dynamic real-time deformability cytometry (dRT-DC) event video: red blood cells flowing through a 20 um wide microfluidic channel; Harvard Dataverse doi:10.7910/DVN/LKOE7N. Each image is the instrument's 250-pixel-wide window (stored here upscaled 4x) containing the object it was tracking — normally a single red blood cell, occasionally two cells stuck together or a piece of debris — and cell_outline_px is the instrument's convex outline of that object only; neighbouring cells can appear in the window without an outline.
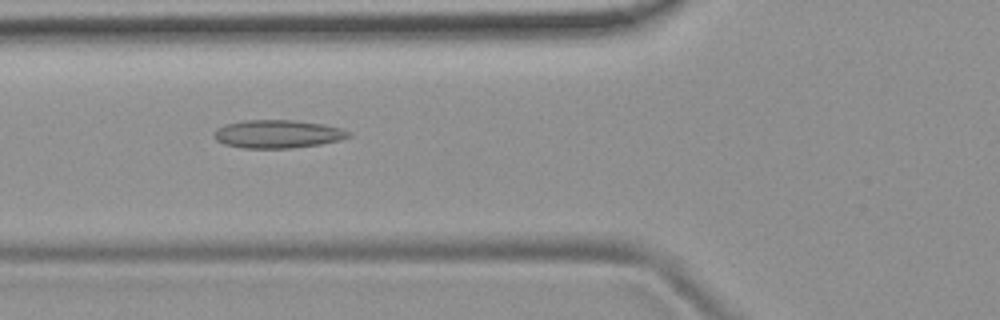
{"species": "common noctule bat (a hibernating species)", "species_latin": "Nyctalus noctula", "temperature_condition": "room temperature", "stored_images_in_passage": 44, "camera_frame_rate_fps": 3000, "um_per_image_px": 0.085, "animal": {"sex": "female", "body_mass_g": 19.9}, "frame": {"image": 1, "passage_image": 11, "time_ms": 3.333, "image_size_px": [1000, 320], "cell_outline_px": [[352, 136], [340, 140], [320, 144], [292, 148], [244, 148], [224, 144], [216, 140], [212, 132], [216, 128], [224, 124], [244, 120], [292, 120], [324, 124], [340, 128], [348, 132]], "centroid_in_image_um": [23.56, 11.39], "position_along_channel_um": 102.2, "area_um2": 22.14}}
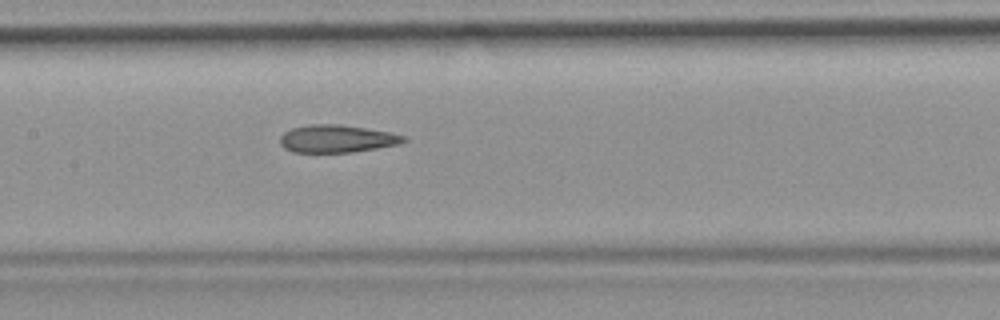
{"frame": {"image": 2, "passage_image": 17, "time_ms": 5.333, "image_size_px": [1000, 320], "cell_outline_px": [[408, 140], [400, 144], [352, 152], [292, 152], [284, 148], [280, 144], [280, 136], [284, 132], [292, 128], [308, 124], [340, 124], [392, 132], [404, 136]], "centroid_in_image_um": [28.63, 11.78], "position_along_channel_um": 178.8, "area_um2": 20.0}}
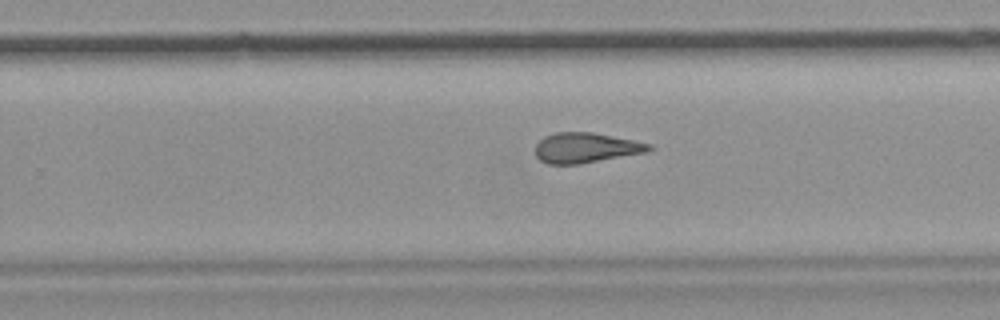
{"frame": {"image": 3, "passage_image": 25, "time_ms": 8.0, "image_size_px": [1000, 320], "cell_outline_px": [[652, 148], [644, 152], [580, 164], [548, 164], [540, 160], [536, 156], [536, 144], [544, 136], [556, 132], [592, 132], [652, 144]], "centroid_in_image_um": [49.74, 12.56], "position_along_channel_um": 280.1, "area_um2": 19.71}, "authors_computed_cell_mechanics": {"area_um2": 20.5479, "velocity_mm_per_s": 3.8157, "shape_relaxation_time_tau1_ms": null, "shape_relaxation_time_tau2_ms": 3.4994, "deformation_change_tau1": null, "deformation_change_tau2": 0.1448}}